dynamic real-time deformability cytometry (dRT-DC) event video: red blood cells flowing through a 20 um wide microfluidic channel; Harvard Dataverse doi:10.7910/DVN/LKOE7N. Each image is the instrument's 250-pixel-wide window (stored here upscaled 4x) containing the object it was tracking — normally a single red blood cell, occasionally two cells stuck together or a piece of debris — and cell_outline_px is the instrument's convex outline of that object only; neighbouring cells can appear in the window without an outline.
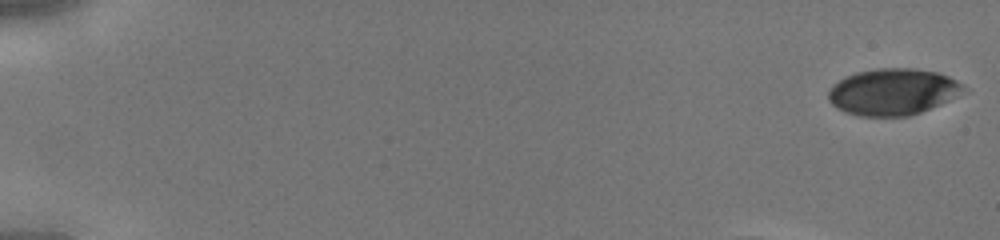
{"species": "human", "species_latin": "Homo sapiens", "temperature_condition": "cold", "stored_images_in_passage": 37, "camera_frame_rate_fps": 3000, "um_per_image_px": 0.085, "donor": {"sex": "male"}, "frame": {"image": 1, "passage_image": 1, "time_ms": 0.0, "image_size_px": [1000, 240], "cell_outline_px": [[968, 92], [940, 104], [920, 112], [908, 116], [856, 116], [844, 112], [836, 108], [828, 100], [828, 92], [832, 84], [844, 76], [856, 72], [880, 68], [912, 68], [936, 72], [948, 76], [956, 80], [968, 88]], "centroid_in_image_um": [75.89, 7.8], "position_along_channel_um": 9.1, "area_um2": 37.05}}
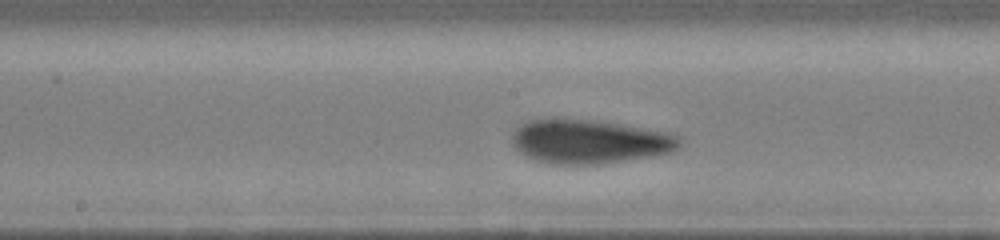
{"frame": {"image": 2, "passage_image": 22, "time_ms": 7.0, "image_size_px": [1000, 240], "cell_outline_px": [[680, 148], [672, 152], [652, 156], [604, 164], [552, 164], [536, 160], [520, 152], [512, 144], [512, 132], [520, 124], [528, 120], [592, 120], [668, 132], [680, 136]], "centroid_in_image_um": [50.12, 12.05], "position_along_channel_um": 198.1, "area_um2": 42.6}}
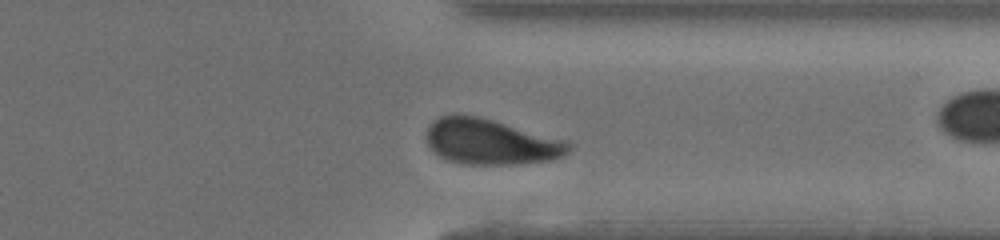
{"frame": {"image": 3, "passage_image": 33, "time_ms": 10.667, "image_size_px": [1000, 240], "cell_outline_px": [[572, 148], [564, 156], [552, 160], [516, 164], [464, 164], [448, 160], [432, 152], [428, 144], [428, 128], [432, 120], [440, 116], [476, 116], [492, 120], [568, 140], [572, 144]], "centroid_in_image_um": [41.77, 12.07], "position_along_channel_um": 369.6, "area_um2": 37.57}}